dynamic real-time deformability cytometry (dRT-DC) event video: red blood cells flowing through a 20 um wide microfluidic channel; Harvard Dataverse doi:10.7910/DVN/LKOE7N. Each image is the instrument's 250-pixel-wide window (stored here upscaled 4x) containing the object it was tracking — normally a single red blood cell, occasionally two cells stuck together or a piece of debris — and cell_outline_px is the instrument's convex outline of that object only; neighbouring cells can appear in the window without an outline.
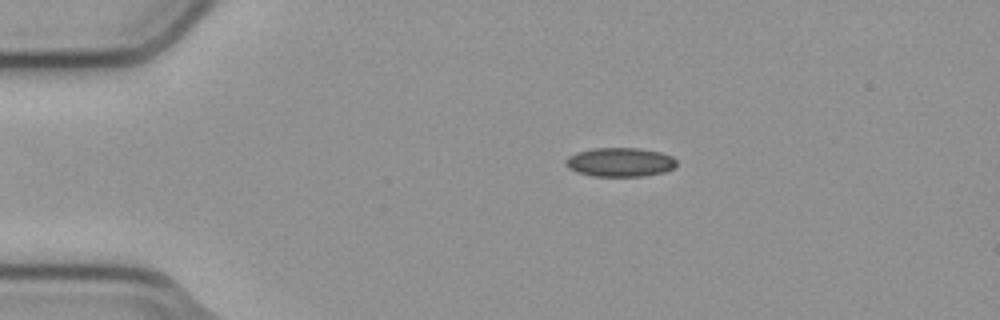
{"species": "common noctule bat (a hibernating species)", "species_latin": "Nyctalus noctula", "temperature_condition": "cold", "stored_images_in_passage": 6, "camera_frame_rate_fps": 3000, "um_per_image_px": 0.085, "animal": {"sex": "male", "body_mass_g": 23.1, "forearm_length_mm": 52.7}, "frame": {"image": 1, "passage_image": 4, "time_ms": 1.0, "image_size_px": [1000, 320], "cell_outline_px": [[676, 164], [672, 168], [664, 172], [644, 176], [592, 176], [576, 172], [568, 168], [564, 164], [564, 160], [568, 156], [576, 152], [592, 148], [636, 148], [660, 152], [672, 156], [676, 160]], "centroid_in_image_um": [52.65, 13.78], "position_along_channel_um": 32.4, "area_um2": 18.84}}
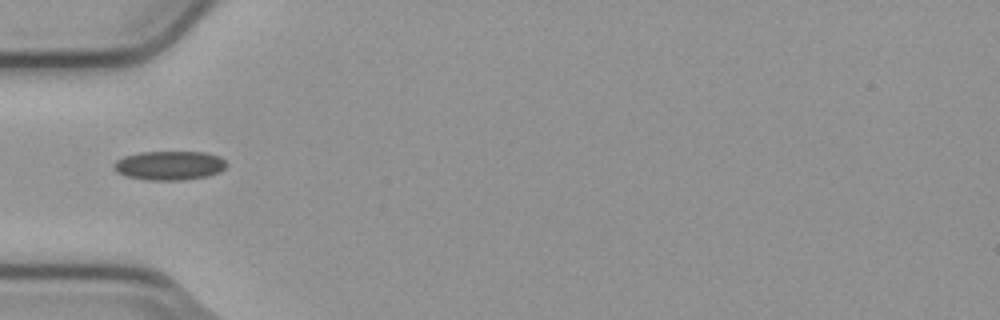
{"frame": {"image": 2, "passage_image": 6, "time_ms": 1.667, "image_size_px": [1000, 320], "cell_outline_px": [[228, 164], [220, 172], [208, 176], [180, 180], [144, 180], [124, 176], [116, 172], [112, 168], [112, 164], [116, 160], [124, 156], [140, 152], [204, 152], [220, 156]], "centroid_in_image_um": [14.36, 14.07], "position_along_channel_um": 70.6, "area_um2": 19.36}}